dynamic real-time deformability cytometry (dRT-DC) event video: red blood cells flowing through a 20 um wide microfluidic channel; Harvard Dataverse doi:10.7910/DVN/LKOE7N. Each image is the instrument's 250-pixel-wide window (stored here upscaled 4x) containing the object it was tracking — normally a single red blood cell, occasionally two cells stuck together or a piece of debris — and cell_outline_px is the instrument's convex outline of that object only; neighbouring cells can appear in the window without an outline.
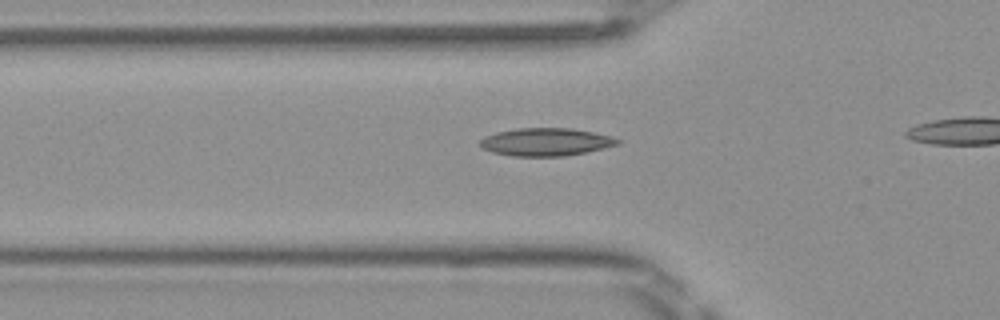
{"species": "Egyptian fruit bat (a non-hibernating species)", "species_latin": "Rousettus aegyptiacus", "temperature_condition": "room temperature", "stored_images_in_passage": 20, "camera_frame_rate_fps": 3000, "um_per_image_px": 0.085, "frame": {"image": 1, "passage_image": 9, "time_ms": 2.667, "image_size_px": [1000, 320], "cell_outline_px": [[620, 144], [604, 148], [564, 156], [512, 156], [492, 152], [484, 148], [480, 144], [480, 140], [484, 136], [496, 132], [516, 128], [572, 128], [592, 132], [608, 136], [620, 140]], "centroid_in_image_um": [46.37, 12.06], "position_along_channel_um": 79.4, "area_um2": 22.14}}
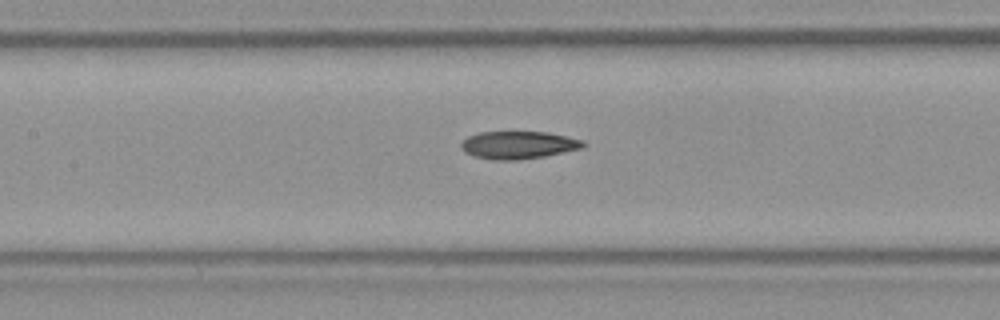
{"frame": {"image": 2, "passage_image": 15, "time_ms": 4.667, "image_size_px": [1000, 320], "cell_outline_px": [[588, 144], [584, 148], [544, 156], [516, 160], [492, 160], [472, 156], [464, 152], [460, 148], [460, 144], [468, 136], [480, 132], [548, 132], [584, 140]], "centroid_in_image_um": [44.07, 12.33], "position_along_channel_um": 163.3, "area_um2": 19.88}}
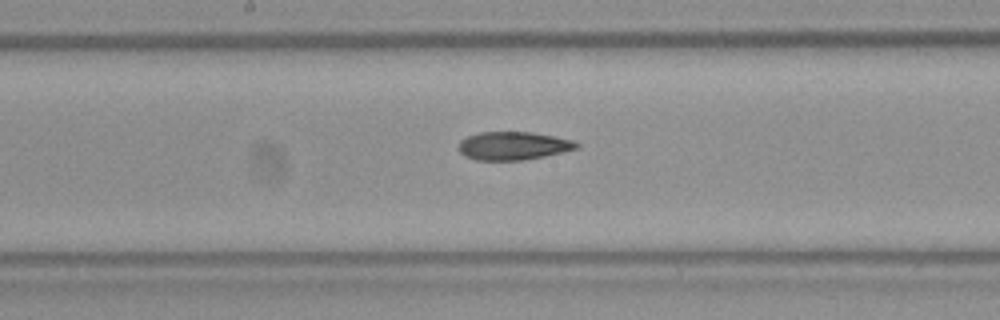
{"frame": {"image": 3, "passage_image": 18, "time_ms": 5.667, "image_size_px": [1000, 320], "cell_outline_px": [[580, 148], [544, 156], [524, 160], [476, 160], [464, 156], [456, 148], [460, 140], [468, 136], [480, 132], [532, 132], [556, 136], [572, 140], [580, 144]], "centroid_in_image_um": [43.61, 12.39], "position_along_channel_um": 204.6, "area_um2": 19.59}}